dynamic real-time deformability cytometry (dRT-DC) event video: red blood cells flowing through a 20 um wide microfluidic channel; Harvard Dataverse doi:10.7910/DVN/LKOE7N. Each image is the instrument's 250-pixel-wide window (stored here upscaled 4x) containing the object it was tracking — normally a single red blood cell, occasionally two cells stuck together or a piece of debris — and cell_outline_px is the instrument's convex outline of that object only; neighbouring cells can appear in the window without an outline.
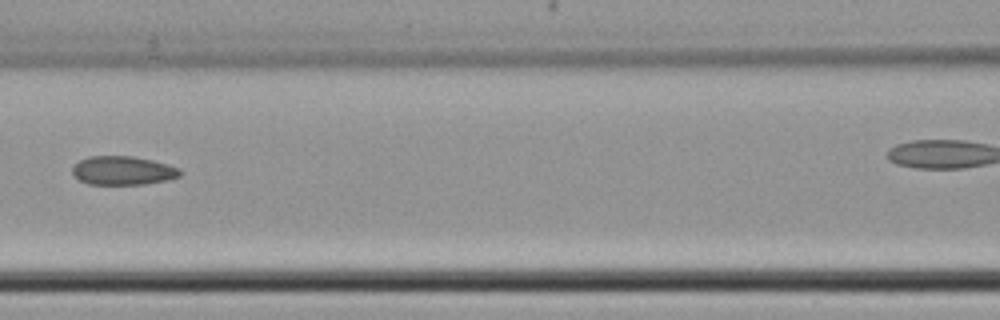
{"species": "common noctule bat (a hibernating species)", "species_latin": "Nyctalus noctula", "temperature_condition": "cold", "stored_images_in_passage": 8, "segment_of_instrument_passage": [1, 2], "camera_frame_rate_fps": 3000, "um_per_image_px": 0.085, "animal": {"sex": "female", "body_mass_g": 22.7, "forearm_length_mm": 54.2}, "frame": {"image": 1, "passage_image": 7, "time_ms": 8.0, "image_size_px": [1000, 320], "cell_outline_px": [[180, 176], [168, 180], [144, 184], [88, 184], [72, 176], [72, 168], [80, 160], [88, 156], [132, 156], [152, 160], [168, 164], [180, 168]], "centroid_in_image_um": [10.44, 14.5], "position_along_channel_um": 156.2, "area_um2": 18.09}}